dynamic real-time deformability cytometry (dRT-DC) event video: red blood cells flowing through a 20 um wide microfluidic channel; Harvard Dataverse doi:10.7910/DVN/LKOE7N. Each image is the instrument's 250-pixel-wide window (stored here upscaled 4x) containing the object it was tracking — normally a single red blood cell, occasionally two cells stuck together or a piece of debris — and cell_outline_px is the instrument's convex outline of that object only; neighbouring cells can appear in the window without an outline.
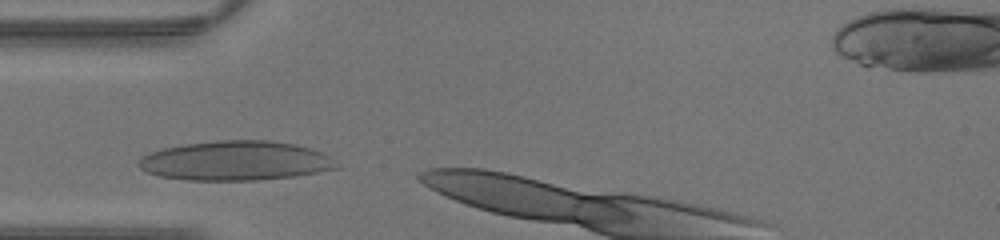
{"species": "human", "species_latin": "Homo sapiens", "temperature_condition": "warm", "stored_images_in_passage": 22, "camera_frame_rate_fps": 3000, "um_per_image_px": 0.085, "donor": {"sex": "male"}, "frame": {"image": 1, "passage_image": 1, "time_ms": 0.0, "image_size_px": [1000, 240], "cell_outline_px": [[340, 168], [296, 176], [260, 180], [188, 180], [160, 176], [148, 172], [140, 168], [136, 164], [140, 156], [164, 148], [188, 144], [216, 140], [272, 140], [312, 148], [324, 152], [332, 156]], "centroid_in_image_um": [20.07, 13.66], "position_along_channel_um": 64.9, "area_um2": 45.78}}
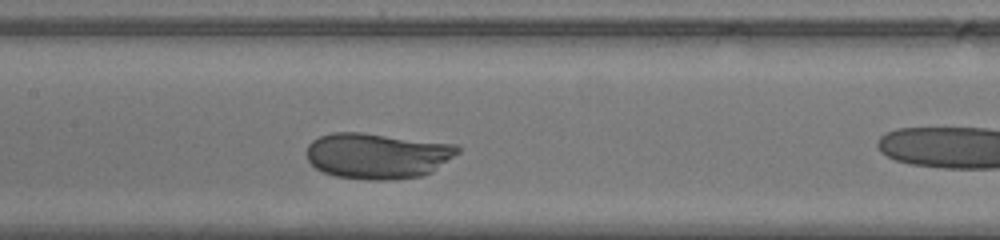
{"frame": {"image": 2, "passage_image": 8, "time_ms": 2.333, "image_size_px": [1000, 240], "cell_outline_px": [[460, 152], [432, 172], [420, 176], [388, 180], [368, 180], [336, 176], [324, 172], [316, 168], [308, 160], [308, 144], [312, 140], [320, 136], [332, 132], [360, 132], [456, 144], [460, 148]], "centroid_in_image_um": [32.09, 13.23], "position_along_channel_um": 175.3, "area_um2": 40.23}}
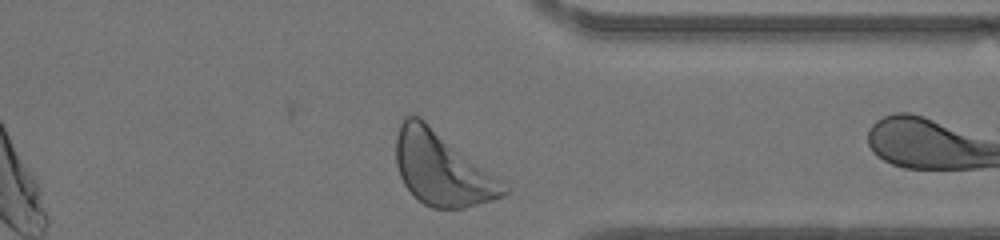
{"frame": {"image": 3, "passage_image": 21, "time_ms": 6.667, "image_size_px": [1000, 240], "cell_outline_px": [[508, 192], [504, 196], [492, 200], [464, 208], [432, 208], [424, 204], [404, 184], [400, 176], [396, 164], [396, 136], [400, 124], [404, 116], [420, 116], [508, 188]], "centroid_in_image_um": [37.5, 14.34], "position_along_channel_um": 373.9, "area_um2": 44.91}}